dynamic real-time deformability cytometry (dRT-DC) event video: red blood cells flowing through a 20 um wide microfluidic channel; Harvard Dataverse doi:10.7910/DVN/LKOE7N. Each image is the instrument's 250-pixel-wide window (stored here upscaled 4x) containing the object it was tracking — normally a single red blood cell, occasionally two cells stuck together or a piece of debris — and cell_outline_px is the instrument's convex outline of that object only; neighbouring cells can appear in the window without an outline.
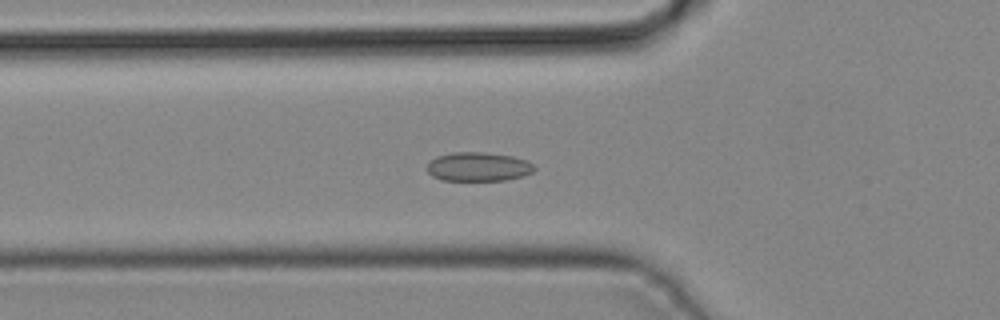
{"species": "common noctule bat (a hibernating species)", "species_latin": "Nyctalus noctula", "temperature_condition": "cold", "stored_images_in_passage": 44, "camera_frame_rate_fps": 3000, "um_per_image_px": 0.085, "animal": {"sex": "male", "body_mass_g": 19.2, "forearm_length_mm": 51.8}, "frame": {"image": 1, "passage_image": 16, "time_ms": 5.0, "image_size_px": [1000, 320], "cell_outline_px": [[536, 168], [532, 172], [524, 176], [504, 180], [440, 180], [432, 176], [428, 172], [428, 160], [436, 156], [452, 152], [484, 152], [512, 156], [524, 160], [532, 164]], "centroid_in_image_um": [40.62, 14.17], "position_along_channel_um": 85.2, "area_um2": 18.15}}
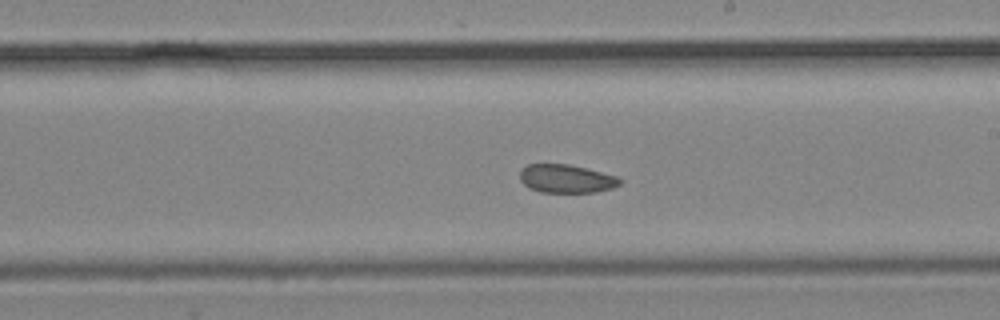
{"frame": {"image": 2, "passage_image": 26, "time_ms": 8.333, "image_size_px": [1000, 320], "cell_outline_px": [[620, 184], [612, 188], [592, 192], [540, 192], [528, 188], [520, 180], [520, 168], [528, 164], [568, 164], [616, 176], [620, 180]], "centroid_in_image_um": [48.06, 15.19], "position_along_channel_um": 240.9, "area_um2": 16.36}}
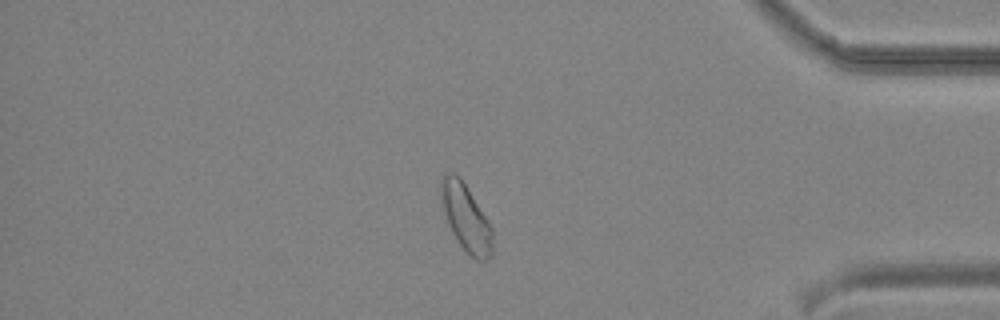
{"frame": {"image": 3, "passage_image": 38, "time_ms": 12.333, "image_size_px": [1000, 320], "cell_outline_px": [[492, 256], [484, 260], [476, 260], [456, 240], [452, 232], [444, 208], [440, 188], [440, 180], [448, 172], [452, 172], [460, 176], [492, 228]], "centroid_in_image_um": [39.62, 18.5], "position_along_channel_um": 395.6, "area_um2": 19.42}}